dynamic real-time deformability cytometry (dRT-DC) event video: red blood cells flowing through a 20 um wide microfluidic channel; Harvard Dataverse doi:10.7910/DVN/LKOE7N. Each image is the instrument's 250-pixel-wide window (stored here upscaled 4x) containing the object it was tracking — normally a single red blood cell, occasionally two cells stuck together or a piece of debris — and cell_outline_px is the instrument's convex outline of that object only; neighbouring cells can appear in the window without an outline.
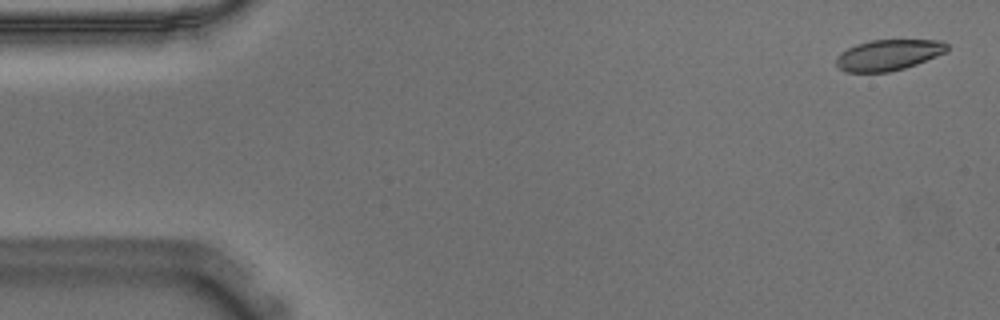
{"species": "Egyptian fruit bat (a non-hibernating species)", "species_latin": "Rousettus aegyptiacus", "temperature_condition": "warm", "stored_images_in_passage": 15, "camera_frame_rate_fps": 3000, "um_per_image_px": 0.085, "animal": {"sex": "male"}, "frame": {"image": 1, "passage_image": 2, "time_ms": 0.333, "image_size_px": [1000, 320], "cell_outline_px": [[948, 48], [944, 52], [936, 56], [916, 64], [904, 68], [888, 72], [844, 72], [836, 64], [836, 56], [840, 52], [856, 44], [872, 40], [940, 40], [948, 44]], "centroid_in_image_um": [75.48, 4.67], "position_along_channel_um": 9.5, "area_um2": 19.83}}
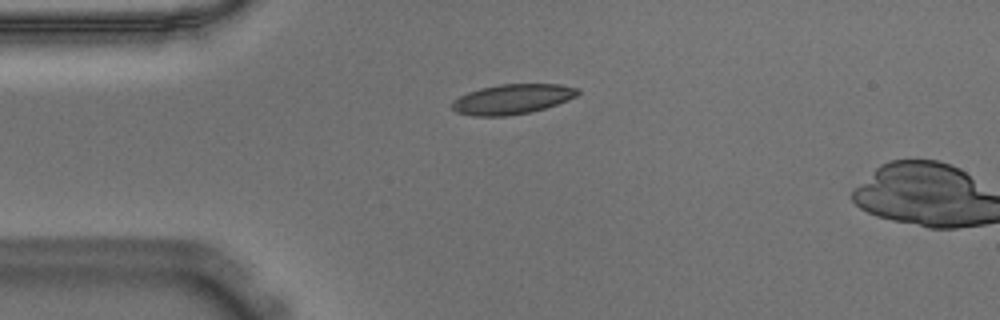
{"frame": {"image": 2, "passage_image": 13, "time_ms": 4.0, "image_size_px": [1000, 320], "cell_outline_px": [[580, 92], [576, 96], [556, 104], [532, 112], [504, 116], [472, 116], [456, 112], [452, 108], [452, 100], [468, 92], [480, 88], [500, 84], [560, 84], [580, 88]], "centroid_in_image_um": [43.53, 8.42], "position_along_channel_um": 41.5, "area_um2": 21.96}}